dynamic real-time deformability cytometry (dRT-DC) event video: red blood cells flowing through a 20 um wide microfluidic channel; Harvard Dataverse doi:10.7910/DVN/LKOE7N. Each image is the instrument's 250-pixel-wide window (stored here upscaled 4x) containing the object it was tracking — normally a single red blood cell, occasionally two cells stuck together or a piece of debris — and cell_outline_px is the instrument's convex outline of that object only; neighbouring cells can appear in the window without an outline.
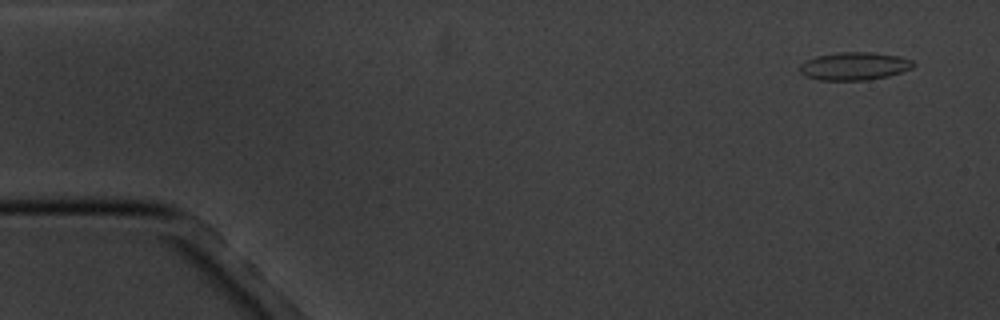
{"species": "common noctule bat (a hibernating species)", "species_latin": "Nyctalus noctula", "temperature_condition": "cold", "stored_images_in_passage": 5, "camera_frame_rate_fps": 3000, "um_per_image_px": 0.085, "animal": {"sex": "male", "body_mass_g": 20.1, "forearm_length_mm": 53.5}, "frame": {"image": 1, "passage_image": 1, "time_ms": 0.0, "image_size_px": [1000, 320], "cell_outline_px": [[916, 64], [912, 68], [888, 76], [868, 80], [820, 80], [804, 76], [800, 72], [800, 64], [816, 56], [840, 52], [872, 52], [900, 56], [912, 60]], "centroid_in_image_um": [72.63, 5.62], "position_along_channel_um": 12.4, "area_um2": 18.5}}
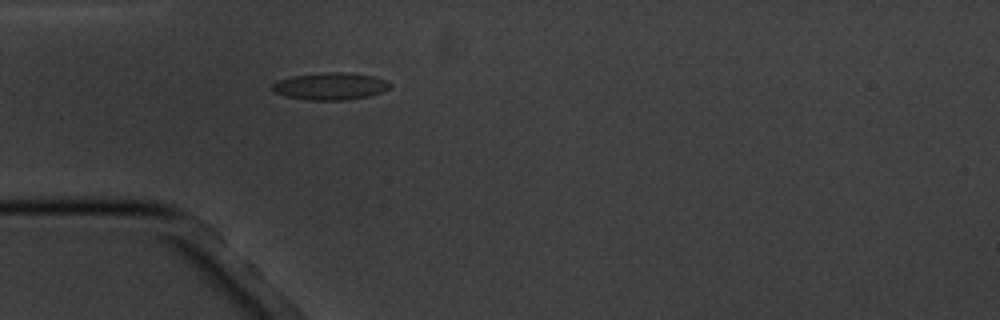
{"frame": {"image": 2, "passage_image": 5, "time_ms": 4.333, "image_size_px": [1000, 320], "cell_outline_px": [[392, 84], [388, 88], [380, 92], [368, 96], [344, 100], [308, 100], [284, 96], [272, 92], [272, 84], [280, 80], [292, 76], [324, 72], [344, 72], [376, 76], [388, 80]], "centroid_in_image_um": [28.08, 7.32], "position_along_channel_um": 56.9, "area_um2": 18.73}}